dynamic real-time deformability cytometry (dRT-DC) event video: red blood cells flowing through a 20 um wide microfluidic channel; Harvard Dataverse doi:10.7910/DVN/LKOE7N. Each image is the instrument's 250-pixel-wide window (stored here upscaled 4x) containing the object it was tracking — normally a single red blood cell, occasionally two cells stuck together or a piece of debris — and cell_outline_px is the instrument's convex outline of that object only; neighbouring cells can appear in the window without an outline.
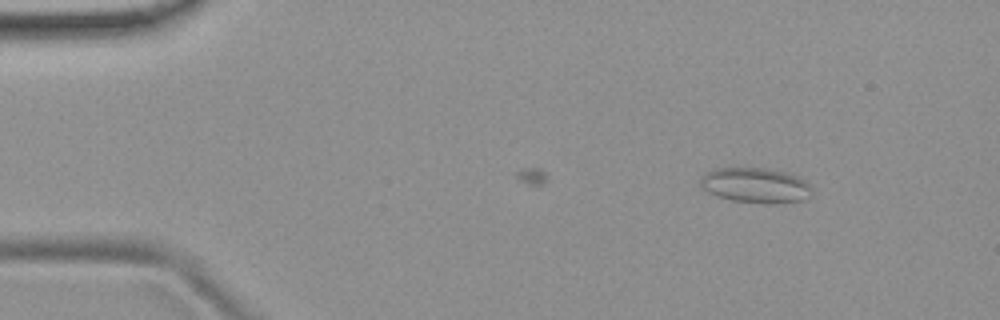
{"species": "common noctule bat (a hibernating species)", "species_latin": "Nyctalus noctula", "temperature_condition": "room temperature", "stored_images_in_passage": 12, "camera_frame_rate_fps": 3000, "um_per_image_px": 0.085, "animal": {"sex": "female", "body_mass_g": 19.9}, "frame": {"image": 1, "passage_image": 12, "time_ms": 3.667, "image_size_px": [1000, 320], "cell_outline_px": [[812, 192], [804, 200], [772, 204], [764, 204], [732, 200], [708, 192], [700, 184], [700, 176], [716, 168], [768, 168], [788, 172], [804, 180], [812, 188]], "centroid_in_image_um": [64.24, 15.75], "position_along_channel_um": 20.8, "area_um2": 22.83}}